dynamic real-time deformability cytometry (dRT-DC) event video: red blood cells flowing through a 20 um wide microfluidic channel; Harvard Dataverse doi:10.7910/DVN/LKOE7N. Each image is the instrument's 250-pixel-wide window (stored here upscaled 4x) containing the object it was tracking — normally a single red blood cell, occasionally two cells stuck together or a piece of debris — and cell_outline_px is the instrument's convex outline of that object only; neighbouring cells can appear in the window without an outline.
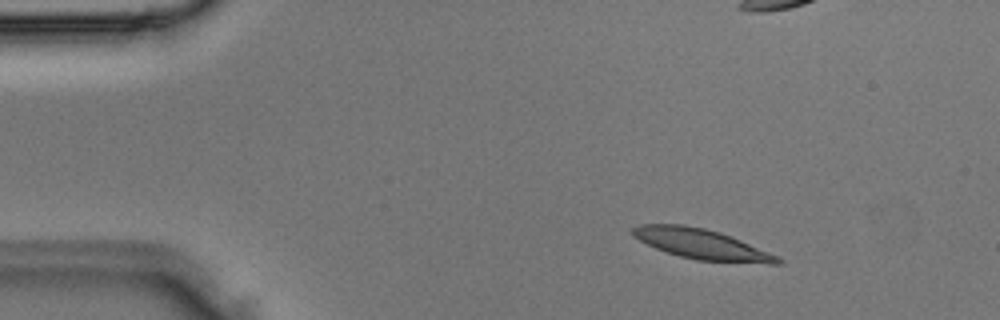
{"species": "Egyptian fruit bat (a non-hibernating species)", "species_latin": "Rousettus aegyptiacus", "temperature_condition": "room temperature", "stored_images_in_passage": 3, "camera_frame_rate_fps": 3000, "um_per_image_px": 0.085, "animal": {"sex": "male"}, "frame": {"image": 1, "passage_image": 1, "time_ms": 0.0, "image_size_px": [1000, 320], "cell_outline_px": [[784, 264], [768, 264], [696, 260], [680, 256], [656, 248], [640, 240], [632, 232], [632, 228], [640, 224], [684, 224], [704, 228], [720, 232], [732, 236], [780, 256], [784, 260]], "centroid_in_image_um": [59.75, 20.76], "position_along_channel_um": 25.3, "area_um2": 25.61}}